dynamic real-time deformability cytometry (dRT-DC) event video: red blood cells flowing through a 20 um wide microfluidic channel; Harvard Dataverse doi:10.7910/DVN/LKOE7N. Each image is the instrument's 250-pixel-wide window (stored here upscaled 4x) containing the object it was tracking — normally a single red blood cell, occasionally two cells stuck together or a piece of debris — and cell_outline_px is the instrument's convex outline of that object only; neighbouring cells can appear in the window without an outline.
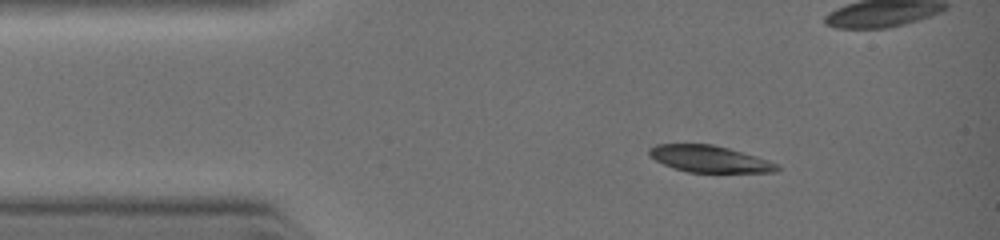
{"species": "common noctule bat (a hibernating species)", "species_latin": "Nyctalus noctula", "temperature_condition": "warm", "stored_images_in_passage": 4, "camera_frame_rate_fps": 3000, "um_per_image_px": 0.085, "animal": {"sex": "female", "body_mass_g": 19.0, "forearm_length_mm": 51.5}, "frame": {"image": 1, "passage_image": 1, "time_ms": 0.0, "image_size_px": [1000, 240], "cell_outline_px": [[780, 168], [772, 172], [688, 172], [664, 164], [648, 156], [648, 148], [656, 144], [712, 144], [728, 148], [776, 164]], "centroid_in_image_um": [60.2, 13.5], "position_along_channel_um": 24.8, "area_um2": 19.36}}